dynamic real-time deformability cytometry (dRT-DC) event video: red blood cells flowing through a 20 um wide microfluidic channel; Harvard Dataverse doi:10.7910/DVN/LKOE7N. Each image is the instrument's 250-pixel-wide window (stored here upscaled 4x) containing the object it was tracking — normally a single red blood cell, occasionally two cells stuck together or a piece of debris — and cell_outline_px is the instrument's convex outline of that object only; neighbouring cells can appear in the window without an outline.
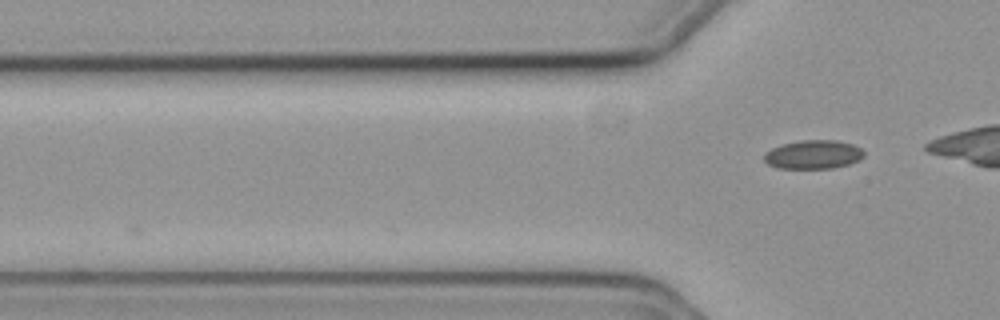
{"species": "common noctule bat (a hibernating species)", "species_latin": "Nyctalus noctula", "temperature_condition": "cold", "stored_images_in_passage": 3, "camera_frame_rate_fps": 3000, "um_per_image_px": 0.085, "animal": {"sex": "female", "body_mass_g": 19.3, "forearm_length_mm": 54.1}, "frame": {"image": 1, "passage_image": 3, "time_ms": 0.667, "image_size_px": [1000, 320], "cell_outline_px": [[864, 156], [860, 160], [848, 164], [832, 168], [776, 168], [768, 164], [764, 160], [764, 152], [772, 148], [784, 144], [800, 140], [836, 140], [852, 144], [860, 148], [864, 152]], "centroid_in_image_um": [69.12, 13.13], "position_along_channel_um": 56.7, "area_um2": 16.7}}